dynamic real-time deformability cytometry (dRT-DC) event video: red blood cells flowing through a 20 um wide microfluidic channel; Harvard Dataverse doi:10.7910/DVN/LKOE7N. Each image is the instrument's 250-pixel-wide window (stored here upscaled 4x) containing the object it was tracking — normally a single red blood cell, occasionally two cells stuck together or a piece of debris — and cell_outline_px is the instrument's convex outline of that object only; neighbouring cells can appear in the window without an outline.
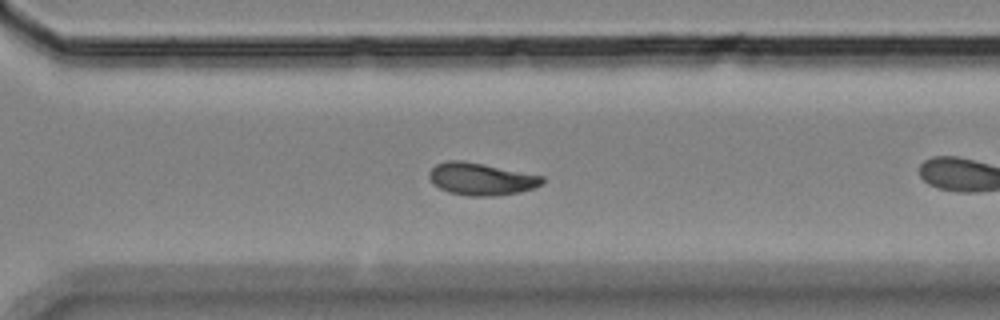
{"species": "Egyptian fruit bat (a non-hibernating species)", "species_latin": "Rousettus aegyptiacus", "temperature_condition": "room temperature", "stored_images_in_passage": 41, "camera_frame_rate_fps": 3000, "um_per_image_px": 0.085, "animal": {"sex": "female"}, "frame": {"image": 1, "passage_image": 24, "time_ms": 7.667, "image_size_px": [1000, 320], "cell_outline_px": [[544, 184], [536, 188], [520, 192], [496, 196], [468, 196], [448, 192], [432, 184], [428, 176], [428, 172], [436, 164], [448, 160], [460, 160], [484, 164], [544, 176]], "centroid_in_image_um": [40.91, 15.22], "position_along_channel_um": 329.7, "area_um2": 21.56}, "authors_computed_cell_mechanics": {"area_um2": 21.2126, "velocity_mm_per_s": 3.5059, "shape_relaxation_time_tau1_ms": null, "shape_relaxation_time_tau2_ms": 1.4255, "deformation_change_tau1": null, "deformation_change_tau2": 0.0668}}